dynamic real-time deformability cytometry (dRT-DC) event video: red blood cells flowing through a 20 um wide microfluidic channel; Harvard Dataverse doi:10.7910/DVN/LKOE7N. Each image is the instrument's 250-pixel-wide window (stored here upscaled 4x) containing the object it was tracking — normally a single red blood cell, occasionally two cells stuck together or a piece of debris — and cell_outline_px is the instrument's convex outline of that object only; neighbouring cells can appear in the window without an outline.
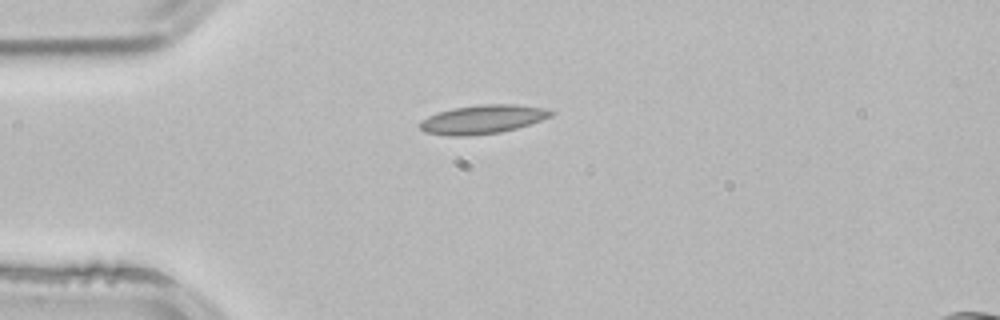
{"species": "common noctule bat (a hibernating species)", "species_latin": "Nyctalus noctula", "temperature_condition": "room temperature", "stored_images_in_passage": 33, "camera_frame_rate_fps": 3000, "um_per_image_px": 0.085, "animal": {"sex": "male", "body_mass_g": 21.5, "forearm_length_mm": 52.0}, "frame": {"image": 1, "passage_image": 1, "time_ms": 0.0, "image_size_px": [1000, 320], "cell_outline_px": [[556, 112], [552, 116], [516, 128], [500, 132], [464, 136], [448, 136], [424, 132], [420, 128], [420, 120], [428, 116], [452, 108], [480, 104], [516, 104], [552, 108]], "centroid_in_image_um": [41.06, 10.13], "position_along_channel_um": 43.9, "area_um2": 22.14}}
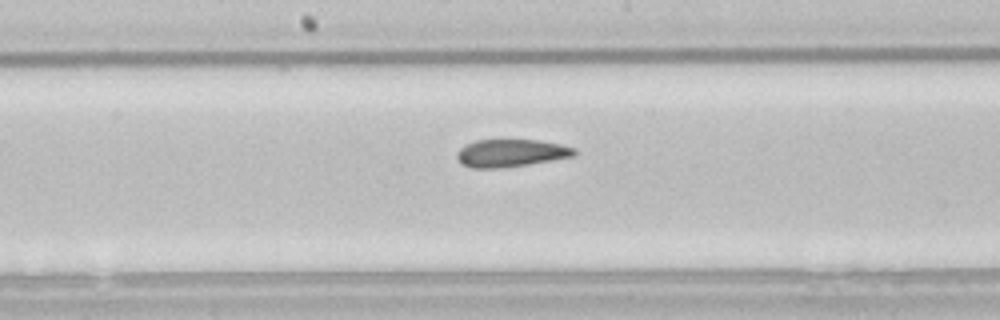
{"frame": {"image": 2, "passage_image": 15, "time_ms": 4.667, "image_size_px": [1000, 320], "cell_outline_px": [[576, 156], [528, 164], [500, 168], [472, 168], [460, 164], [456, 156], [456, 152], [464, 144], [476, 140], [536, 140], [560, 144], [576, 148]], "centroid_in_image_um": [43.39, 13.01], "position_along_channel_um": 204.8, "area_um2": 19.02}}
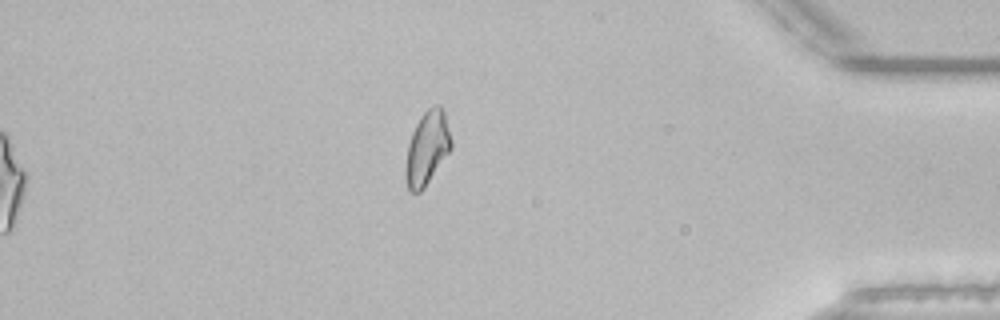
{"frame": {"image": 3, "passage_image": 33, "time_ms": 10.667, "image_size_px": [1000, 320], "cell_outline_px": [[452, 148], [424, 188], [420, 192], [408, 192], [404, 176], [404, 172], [408, 144], [412, 132], [420, 116], [432, 104], [440, 104], [444, 112], [452, 140]], "centroid_in_image_um": [36.29, 12.59], "position_along_channel_um": 398.9, "area_um2": 19.77}, "authors_computed_cell_mechanics": {"area_um2": 19.5942, "velocity_mm_per_s": 3.8785, "shape_relaxation_time_tau1_ms": null, "shape_relaxation_time_tau2_ms": 3.8043, "deformation_change_tau1": null, "deformation_change_tau2": 0.1179}}